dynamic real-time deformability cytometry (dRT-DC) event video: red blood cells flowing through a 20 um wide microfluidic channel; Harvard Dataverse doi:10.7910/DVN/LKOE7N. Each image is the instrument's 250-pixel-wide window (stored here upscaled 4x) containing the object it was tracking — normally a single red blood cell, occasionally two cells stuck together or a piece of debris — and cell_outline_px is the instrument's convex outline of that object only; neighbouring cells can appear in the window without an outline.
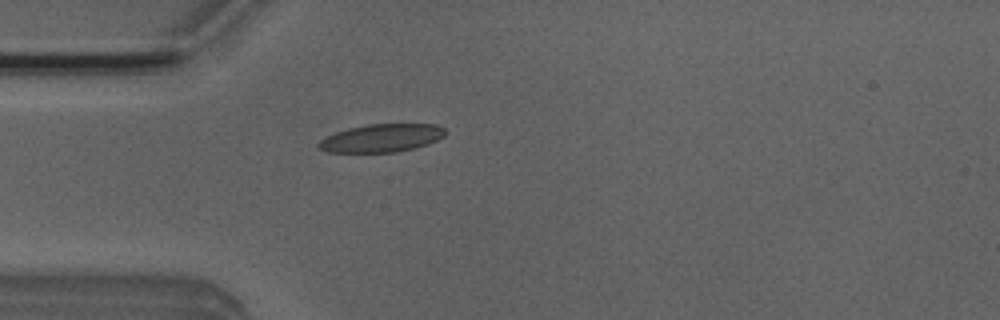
{"species": "Egyptian fruit bat (a non-hibernating species)", "species_latin": "Rousettus aegyptiacus", "temperature_condition": "room temperature", "stored_images_in_passage": 1, "camera_frame_rate_fps": 3000, "um_per_image_px": 0.085, "animal": {"sex": "male"}, "frame": {"image": 1, "passage_image": 1, "time_ms": 0.0, "image_size_px": [1000, 320], "cell_outline_px": [[448, 132], [444, 136], [428, 144], [396, 152], [328, 152], [320, 148], [316, 144], [320, 140], [336, 132], [348, 128], [368, 124], [436, 124], [444, 128]], "centroid_in_image_um": [32.46, 11.73], "position_along_channel_um": 52.5, "area_um2": 20.58}}